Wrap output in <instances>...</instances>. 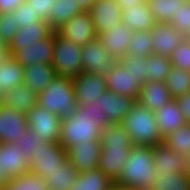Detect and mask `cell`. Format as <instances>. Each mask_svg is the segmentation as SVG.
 <instances>
[{
    "instance_id": "cell-35",
    "label": "cell",
    "mask_w": 190,
    "mask_h": 190,
    "mask_svg": "<svg viewBox=\"0 0 190 190\" xmlns=\"http://www.w3.org/2000/svg\"><path fill=\"white\" fill-rule=\"evenodd\" d=\"M165 85L173 99L190 92V71L172 68L166 76Z\"/></svg>"
},
{
    "instance_id": "cell-43",
    "label": "cell",
    "mask_w": 190,
    "mask_h": 190,
    "mask_svg": "<svg viewBox=\"0 0 190 190\" xmlns=\"http://www.w3.org/2000/svg\"><path fill=\"white\" fill-rule=\"evenodd\" d=\"M43 141L40 139L38 134H36L31 129H26L24 133H22V137L19 139V142L16 143L17 147L25 156L33 155V151L37 149V146Z\"/></svg>"
},
{
    "instance_id": "cell-51",
    "label": "cell",
    "mask_w": 190,
    "mask_h": 190,
    "mask_svg": "<svg viewBox=\"0 0 190 190\" xmlns=\"http://www.w3.org/2000/svg\"><path fill=\"white\" fill-rule=\"evenodd\" d=\"M111 190H140V189H136V188L130 187V186L120 185V184H117L116 182H114Z\"/></svg>"
},
{
    "instance_id": "cell-18",
    "label": "cell",
    "mask_w": 190,
    "mask_h": 190,
    "mask_svg": "<svg viewBox=\"0 0 190 190\" xmlns=\"http://www.w3.org/2000/svg\"><path fill=\"white\" fill-rule=\"evenodd\" d=\"M153 54L170 58L173 51L185 38L182 33L168 23H157L151 29Z\"/></svg>"
},
{
    "instance_id": "cell-10",
    "label": "cell",
    "mask_w": 190,
    "mask_h": 190,
    "mask_svg": "<svg viewBox=\"0 0 190 190\" xmlns=\"http://www.w3.org/2000/svg\"><path fill=\"white\" fill-rule=\"evenodd\" d=\"M78 107L91 105L107 90L104 75L81 72L72 79Z\"/></svg>"
},
{
    "instance_id": "cell-30",
    "label": "cell",
    "mask_w": 190,
    "mask_h": 190,
    "mask_svg": "<svg viewBox=\"0 0 190 190\" xmlns=\"http://www.w3.org/2000/svg\"><path fill=\"white\" fill-rule=\"evenodd\" d=\"M83 12L77 0H56L48 22L51 28L56 31L68 20Z\"/></svg>"
},
{
    "instance_id": "cell-12",
    "label": "cell",
    "mask_w": 190,
    "mask_h": 190,
    "mask_svg": "<svg viewBox=\"0 0 190 190\" xmlns=\"http://www.w3.org/2000/svg\"><path fill=\"white\" fill-rule=\"evenodd\" d=\"M26 129V114L0 103V143H18Z\"/></svg>"
},
{
    "instance_id": "cell-42",
    "label": "cell",
    "mask_w": 190,
    "mask_h": 190,
    "mask_svg": "<svg viewBox=\"0 0 190 190\" xmlns=\"http://www.w3.org/2000/svg\"><path fill=\"white\" fill-rule=\"evenodd\" d=\"M120 62L133 75L138 77V81L143 84L146 82L147 73V56L143 58H123Z\"/></svg>"
},
{
    "instance_id": "cell-2",
    "label": "cell",
    "mask_w": 190,
    "mask_h": 190,
    "mask_svg": "<svg viewBox=\"0 0 190 190\" xmlns=\"http://www.w3.org/2000/svg\"><path fill=\"white\" fill-rule=\"evenodd\" d=\"M100 144L102 150L98 168L116 182L134 144L130 135L120 124L106 126L100 136Z\"/></svg>"
},
{
    "instance_id": "cell-6",
    "label": "cell",
    "mask_w": 190,
    "mask_h": 190,
    "mask_svg": "<svg viewBox=\"0 0 190 190\" xmlns=\"http://www.w3.org/2000/svg\"><path fill=\"white\" fill-rule=\"evenodd\" d=\"M81 50V46L54 30L52 66L57 76L73 79L82 72Z\"/></svg>"
},
{
    "instance_id": "cell-1",
    "label": "cell",
    "mask_w": 190,
    "mask_h": 190,
    "mask_svg": "<svg viewBox=\"0 0 190 190\" xmlns=\"http://www.w3.org/2000/svg\"><path fill=\"white\" fill-rule=\"evenodd\" d=\"M112 125L97 104L76 107L75 112L62 120L59 143L68 150L72 145L100 140L103 129Z\"/></svg>"
},
{
    "instance_id": "cell-45",
    "label": "cell",
    "mask_w": 190,
    "mask_h": 190,
    "mask_svg": "<svg viewBox=\"0 0 190 190\" xmlns=\"http://www.w3.org/2000/svg\"><path fill=\"white\" fill-rule=\"evenodd\" d=\"M56 0H26L32 9L37 12L44 21H49L50 12Z\"/></svg>"
},
{
    "instance_id": "cell-19",
    "label": "cell",
    "mask_w": 190,
    "mask_h": 190,
    "mask_svg": "<svg viewBox=\"0 0 190 190\" xmlns=\"http://www.w3.org/2000/svg\"><path fill=\"white\" fill-rule=\"evenodd\" d=\"M0 168L7 179L30 172L29 158L14 143H0Z\"/></svg>"
},
{
    "instance_id": "cell-14",
    "label": "cell",
    "mask_w": 190,
    "mask_h": 190,
    "mask_svg": "<svg viewBox=\"0 0 190 190\" xmlns=\"http://www.w3.org/2000/svg\"><path fill=\"white\" fill-rule=\"evenodd\" d=\"M98 36L122 22V11L116 0H96L88 11Z\"/></svg>"
},
{
    "instance_id": "cell-48",
    "label": "cell",
    "mask_w": 190,
    "mask_h": 190,
    "mask_svg": "<svg viewBox=\"0 0 190 190\" xmlns=\"http://www.w3.org/2000/svg\"><path fill=\"white\" fill-rule=\"evenodd\" d=\"M116 1L120 5L121 11H123L128 7L145 3L147 0H116Z\"/></svg>"
},
{
    "instance_id": "cell-50",
    "label": "cell",
    "mask_w": 190,
    "mask_h": 190,
    "mask_svg": "<svg viewBox=\"0 0 190 190\" xmlns=\"http://www.w3.org/2000/svg\"><path fill=\"white\" fill-rule=\"evenodd\" d=\"M84 12H88L96 0H77Z\"/></svg>"
},
{
    "instance_id": "cell-28",
    "label": "cell",
    "mask_w": 190,
    "mask_h": 190,
    "mask_svg": "<svg viewBox=\"0 0 190 190\" xmlns=\"http://www.w3.org/2000/svg\"><path fill=\"white\" fill-rule=\"evenodd\" d=\"M24 84V67L11 55L0 62V86L7 92Z\"/></svg>"
},
{
    "instance_id": "cell-26",
    "label": "cell",
    "mask_w": 190,
    "mask_h": 190,
    "mask_svg": "<svg viewBox=\"0 0 190 190\" xmlns=\"http://www.w3.org/2000/svg\"><path fill=\"white\" fill-rule=\"evenodd\" d=\"M56 76L52 64L37 63L24 67V85L37 95L44 91Z\"/></svg>"
},
{
    "instance_id": "cell-40",
    "label": "cell",
    "mask_w": 190,
    "mask_h": 190,
    "mask_svg": "<svg viewBox=\"0 0 190 190\" xmlns=\"http://www.w3.org/2000/svg\"><path fill=\"white\" fill-rule=\"evenodd\" d=\"M16 22V18L12 12L0 13V40L7 46H9L17 30L20 28Z\"/></svg>"
},
{
    "instance_id": "cell-3",
    "label": "cell",
    "mask_w": 190,
    "mask_h": 190,
    "mask_svg": "<svg viewBox=\"0 0 190 190\" xmlns=\"http://www.w3.org/2000/svg\"><path fill=\"white\" fill-rule=\"evenodd\" d=\"M153 150L152 146L134 145L116 183L151 190L158 173L154 165Z\"/></svg>"
},
{
    "instance_id": "cell-29",
    "label": "cell",
    "mask_w": 190,
    "mask_h": 190,
    "mask_svg": "<svg viewBox=\"0 0 190 190\" xmlns=\"http://www.w3.org/2000/svg\"><path fill=\"white\" fill-rule=\"evenodd\" d=\"M113 181L99 168L78 173L69 190H111Z\"/></svg>"
},
{
    "instance_id": "cell-46",
    "label": "cell",
    "mask_w": 190,
    "mask_h": 190,
    "mask_svg": "<svg viewBox=\"0 0 190 190\" xmlns=\"http://www.w3.org/2000/svg\"><path fill=\"white\" fill-rule=\"evenodd\" d=\"M186 123H190V92L175 99Z\"/></svg>"
},
{
    "instance_id": "cell-36",
    "label": "cell",
    "mask_w": 190,
    "mask_h": 190,
    "mask_svg": "<svg viewBox=\"0 0 190 190\" xmlns=\"http://www.w3.org/2000/svg\"><path fill=\"white\" fill-rule=\"evenodd\" d=\"M4 190H49L46 179L31 172L8 179Z\"/></svg>"
},
{
    "instance_id": "cell-39",
    "label": "cell",
    "mask_w": 190,
    "mask_h": 190,
    "mask_svg": "<svg viewBox=\"0 0 190 190\" xmlns=\"http://www.w3.org/2000/svg\"><path fill=\"white\" fill-rule=\"evenodd\" d=\"M177 28L185 39H190V0H187L168 23Z\"/></svg>"
},
{
    "instance_id": "cell-27",
    "label": "cell",
    "mask_w": 190,
    "mask_h": 190,
    "mask_svg": "<svg viewBox=\"0 0 190 190\" xmlns=\"http://www.w3.org/2000/svg\"><path fill=\"white\" fill-rule=\"evenodd\" d=\"M38 95L29 87L21 84L3 93L2 104L7 105L18 112L27 114L37 105Z\"/></svg>"
},
{
    "instance_id": "cell-24",
    "label": "cell",
    "mask_w": 190,
    "mask_h": 190,
    "mask_svg": "<svg viewBox=\"0 0 190 190\" xmlns=\"http://www.w3.org/2000/svg\"><path fill=\"white\" fill-rule=\"evenodd\" d=\"M153 158L158 172L183 173L185 170V156L171 150L165 142L154 146Z\"/></svg>"
},
{
    "instance_id": "cell-25",
    "label": "cell",
    "mask_w": 190,
    "mask_h": 190,
    "mask_svg": "<svg viewBox=\"0 0 190 190\" xmlns=\"http://www.w3.org/2000/svg\"><path fill=\"white\" fill-rule=\"evenodd\" d=\"M122 23L134 31H148L157 24L155 17L151 14L148 3L134 5L122 11Z\"/></svg>"
},
{
    "instance_id": "cell-9",
    "label": "cell",
    "mask_w": 190,
    "mask_h": 190,
    "mask_svg": "<svg viewBox=\"0 0 190 190\" xmlns=\"http://www.w3.org/2000/svg\"><path fill=\"white\" fill-rule=\"evenodd\" d=\"M28 128L33 130L43 142L59 143L62 119L38 104L26 114Z\"/></svg>"
},
{
    "instance_id": "cell-33",
    "label": "cell",
    "mask_w": 190,
    "mask_h": 190,
    "mask_svg": "<svg viewBox=\"0 0 190 190\" xmlns=\"http://www.w3.org/2000/svg\"><path fill=\"white\" fill-rule=\"evenodd\" d=\"M187 0H147L151 14L157 23H169Z\"/></svg>"
},
{
    "instance_id": "cell-49",
    "label": "cell",
    "mask_w": 190,
    "mask_h": 190,
    "mask_svg": "<svg viewBox=\"0 0 190 190\" xmlns=\"http://www.w3.org/2000/svg\"><path fill=\"white\" fill-rule=\"evenodd\" d=\"M9 56L8 46L0 40V62Z\"/></svg>"
},
{
    "instance_id": "cell-54",
    "label": "cell",
    "mask_w": 190,
    "mask_h": 190,
    "mask_svg": "<svg viewBox=\"0 0 190 190\" xmlns=\"http://www.w3.org/2000/svg\"><path fill=\"white\" fill-rule=\"evenodd\" d=\"M3 93H4V92L2 91L1 86H0V103H2Z\"/></svg>"
},
{
    "instance_id": "cell-41",
    "label": "cell",
    "mask_w": 190,
    "mask_h": 190,
    "mask_svg": "<svg viewBox=\"0 0 190 190\" xmlns=\"http://www.w3.org/2000/svg\"><path fill=\"white\" fill-rule=\"evenodd\" d=\"M172 68L190 71V39L176 47L170 57Z\"/></svg>"
},
{
    "instance_id": "cell-13",
    "label": "cell",
    "mask_w": 190,
    "mask_h": 190,
    "mask_svg": "<svg viewBox=\"0 0 190 190\" xmlns=\"http://www.w3.org/2000/svg\"><path fill=\"white\" fill-rule=\"evenodd\" d=\"M53 51L54 30L36 44L19 48L12 56L23 67L37 63L52 64Z\"/></svg>"
},
{
    "instance_id": "cell-34",
    "label": "cell",
    "mask_w": 190,
    "mask_h": 190,
    "mask_svg": "<svg viewBox=\"0 0 190 190\" xmlns=\"http://www.w3.org/2000/svg\"><path fill=\"white\" fill-rule=\"evenodd\" d=\"M151 30L134 31L127 55L123 58H143L153 54Z\"/></svg>"
},
{
    "instance_id": "cell-7",
    "label": "cell",
    "mask_w": 190,
    "mask_h": 190,
    "mask_svg": "<svg viewBox=\"0 0 190 190\" xmlns=\"http://www.w3.org/2000/svg\"><path fill=\"white\" fill-rule=\"evenodd\" d=\"M28 158L30 172L44 177L59 169V166L68 159V154L60 143L42 142Z\"/></svg>"
},
{
    "instance_id": "cell-53",
    "label": "cell",
    "mask_w": 190,
    "mask_h": 190,
    "mask_svg": "<svg viewBox=\"0 0 190 190\" xmlns=\"http://www.w3.org/2000/svg\"><path fill=\"white\" fill-rule=\"evenodd\" d=\"M184 156H185V170H184V172L190 178V152Z\"/></svg>"
},
{
    "instance_id": "cell-31",
    "label": "cell",
    "mask_w": 190,
    "mask_h": 190,
    "mask_svg": "<svg viewBox=\"0 0 190 190\" xmlns=\"http://www.w3.org/2000/svg\"><path fill=\"white\" fill-rule=\"evenodd\" d=\"M49 190H69L78 178L77 169L67 159L55 172L44 176Z\"/></svg>"
},
{
    "instance_id": "cell-4",
    "label": "cell",
    "mask_w": 190,
    "mask_h": 190,
    "mask_svg": "<svg viewBox=\"0 0 190 190\" xmlns=\"http://www.w3.org/2000/svg\"><path fill=\"white\" fill-rule=\"evenodd\" d=\"M120 125L130 135L134 145L152 146L164 142L154 111L136 102Z\"/></svg>"
},
{
    "instance_id": "cell-20",
    "label": "cell",
    "mask_w": 190,
    "mask_h": 190,
    "mask_svg": "<svg viewBox=\"0 0 190 190\" xmlns=\"http://www.w3.org/2000/svg\"><path fill=\"white\" fill-rule=\"evenodd\" d=\"M133 35L134 32L131 28L121 22L119 25H115L112 30L102 32L98 37L112 57L122 60L127 55V48Z\"/></svg>"
},
{
    "instance_id": "cell-44",
    "label": "cell",
    "mask_w": 190,
    "mask_h": 190,
    "mask_svg": "<svg viewBox=\"0 0 190 190\" xmlns=\"http://www.w3.org/2000/svg\"><path fill=\"white\" fill-rule=\"evenodd\" d=\"M16 18V23L20 27L29 25L31 22L40 21L41 18L37 12H35L31 4H28L26 1L19 5L16 10L12 11Z\"/></svg>"
},
{
    "instance_id": "cell-16",
    "label": "cell",
    "mask_w": 190,
    "mask_h": 190,
    "mask_svg": "<svg viewBox=\"0 0 190 190\" xmlns=\"http://www.w3.org/2000/svg\"><path fill=\"white\" fill-rule=\"evenodd\" d=\"M104 77L107 89L111 92L139 99L142 84L138 81V77L128 71L120 61L116 68Z\"/></svg>"
},
{
    "instance_id": "cell-15",
    "label": "cell",
    "mask_w": 190,
    "mask_h": 190,
    "mask_svg": "<svg viewBox=\"0 0 190 190\" xmlns=\"http://www.w3.org/2000/svg\"><path fill=\"white\" fill-rule=\"evenodd\" d=\"M136 102L131 96L115 94L107 89L92 104H97L112 124H120Z\"/></svg>"
},
{
    "instance_id": "cell-23",
    "label": "cell",
    "mask_w": 190,
    "mask_h": 190,
    "mask_svg": "<svg viewBox=\"0 0 190 190\" xmlns=\"http://www.w3.org/2000/svg\"><path fill=\"white\" fill-rule=\"evenodd\" d=\"M156 123L160 134L165 138L167 135L179 130L186 124L183 114L178 108L177 101L172 99L166 105L154 111Z\"/></svg>"
},
{
    "instance_id": "cell-8",
    "label": "cell",
    "mask_w": 190,
    "mask_h": 190,
    "mask_svg": "<svg viewBox=\"0 0 190 190\" xmlns=\"http://www.w3.org/2000/svg\"><path fill=\"white\" fill-rule=\"evenodd\" d=\"M81 56L82 72L104 76L111 73L120 61L108 53L99 37L82 47Z\"/></svg>"
},
{
    "instance_id": "cell-5",
    "label": "cell",
    "mask_w": 190,
    "mask_h": 190,
    "mask_svg": "<svg viewBox=\"0 0 190 190\" xmlns=\"http://www.w3.org/2000/svg\"><path fill=\"white\" fill-rule=\"evenodd\" d=\"M37 104L57 114L62 120L70 117L77 107L73 80L56 76L46 89L38 94Z\"/></svg>"
},
{
    "instance_id": "cell-37",
    "label": "cell",
    "mask_w": 190,
    "mask_h": 190,
    "mask_svg": "<svg viewBox=\"0 0 190 190\" xmlns=\"http://www.w3.org/2000/svg\"><path fill=\"white\" fill-rule=\"evenodd\" d=\"M172 69L171 60L168 57L150 54L147 56L146 81L165 82L166 76Z\"/></svg>"
},
{
    "instance_id": "cell-17",
    "label": "cell",
    "mask_w": 190,
    "mask_h": 190,
    "mask_svg": "<svg viewBox=\"0 0 190 190\" xmlns=\"http://www.w3.org/2000/svg\"><path fill=\"white\" fill-rule=\"evenodd\" d=\"M102 146L100 140H90L88 143L72 145L68 150V160L78 173L98 168Z\"/></svg>"
},
{
    "instance_id": "cell-21",
    "label": "cell",
    "mask_w": 190,
    "mask_h": 190,
    "mask_svg": "<svg viewBox=\"0 0 190 190\" xmlns=\"http://www.w3.org/2000/svg\"><path fill=\"white\" fill-rule=\"evenodd\" d=\"M52 31L53 29L49 22L42 19L20 27L8 46L9 55L12 56L21 47L36 44V42L48 36Z\"/></svg>"
},
{
    "instance_id": "cell-38",
    "label": "cell",
    "mask_w": 190,
    "mask_h": 190,
    "mask_svg": "<svg viewBox=\"0 0 190 190\" xmlns=\"http://www.w3.org/2000/svg\"><path fill=\"white\" fill-rule=\"evenodd\" d=\"M164 142L174 152L181 155L188 154L190 152V123H186L179 130L167 135Z\"/></svg>"
},
{
    "instance_id": "cell-47",
    "label": "cell",
    "mask_w": 190,
    "mask_h": 190,
    "mask_svg": "<svg viewBox=\"0 0 190 190\" xmlns=\"http://www.w3.org/2000/svg\"><path fill=\"white\" fill-rule=\"evenodd\" d=\"M26 0H0V13H8L16 10Z\"/></svg>"
},
{
    "instance_id": "cell-32",
    "label": "cell",
    "mask_w": 190,
    "mask_h": 190,
    "mask_svg": "<svg viewBox=\"0 0 190 190\" xmlns=\"http://www.w3.org/2000/svg\"><path fill=\"white\" fill-rule=\"evenodd\" d=\"M151 190H190V178L185 172H158Z\"/></svg>"
},
{
    "instance_id": "cell-52",
    "label": "cell",
    "mask_w": 190,
    "mask_h": 190,
    "mask_svg": "<svg viewBox=\"0 0 190 190\" xmlns=\"http://www.w3.org/2000/svg\"><path fill=\"white\" fill-rule=\"evenodd\" d=\"M8 179L7 177L4 175V169L0 168V190H3L6 183H7Z\"/></svg>"
},
{
    "instance_id": "cell-22",
    "label": "cell",
    "mask_w": 190,
    "mask_h": 190,
    "mask_svg": "<svg viewBox=\"0 0 190 190\" xmlns=\"http://www.w3.org/2000/svg\"><path fill=\"white\" fill-rule=\"evenodd\" d=\"M172 99L165 82L146 81L141 86L137 102L149 110L156 111Z\"/></svg>"
},
{
    "instance_id": "cell-11",
    "label": "cell",
    "mask_w": 190,
    "mask_h": 190,
    "mask_svg": "<svg viewBox=\"0 0 190 190\" xmlns=\"http://www.w3.org/2000/svg\"><path fill=\"white\" fill-rule=\"evenodd\" d=\"M56 31L81 47L98 38L94 21L88 12L76 15Z\"/></svg>"
}]
</instances>
